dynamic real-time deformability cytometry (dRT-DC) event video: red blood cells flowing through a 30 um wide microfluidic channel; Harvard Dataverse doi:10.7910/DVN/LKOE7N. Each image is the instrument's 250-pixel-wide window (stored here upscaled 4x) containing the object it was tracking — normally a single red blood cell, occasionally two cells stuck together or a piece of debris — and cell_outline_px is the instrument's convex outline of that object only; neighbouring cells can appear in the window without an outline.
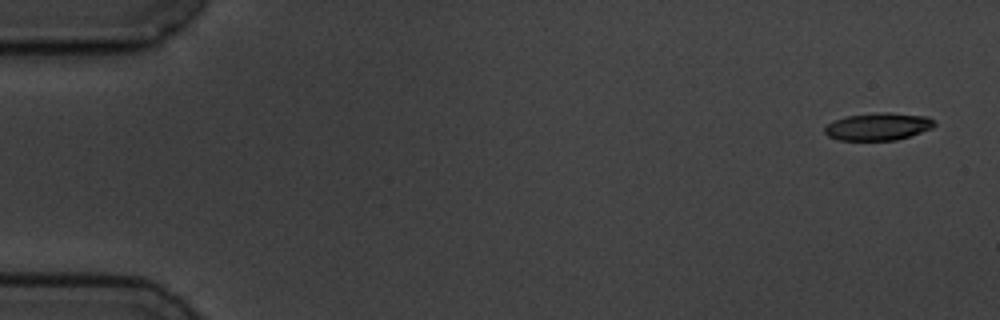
{"species": "common noctule bat (a hibernating species)", "species_latin": "Nyctalus noctula", "temperature_condition": "cold", "stored_images_in_passage": 5, "camera_frame_rate_fps": 3000, "um_per_image_px": 0.085, "animal": {"sex": "male", "body_mass_g": 19.5, "forearm_length_mm": 54.6}, "frame": {"image": 1, "passage_image": 1, "time_ms": 0.0, "image_size_px": [1000, 320], "cell_outline_px": [[936, 124], [932, 128], [896, 140], [840, 140], [828, 136], [824, 132], [824, 128], [828, 124], [844, 116], [876, 112], [888, 112], [928, 116]], "centroid_in_image_um": [74.63, 10.74], "position_along_channel_um": 10.4, "area_um2": 17.51}}
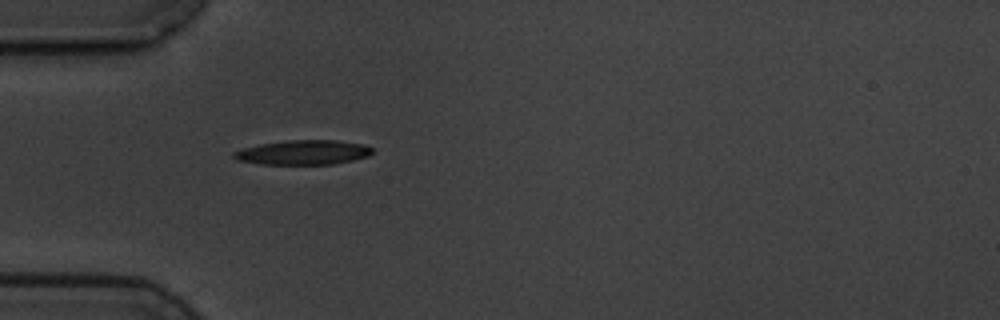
{"frame": {"image": 2, "passage_image": 5, "time_ms": 5.0, "image_size_px": [1000, 320], "cell_outline_px": [[372, 152], [368, 156], [352, 160], [332, 164], [260, 164], [236, 160], [232, 156], [232, 152], [244, 148], [260, 144], [284, 140], [336, 140], [364, 144], [372, 148]], "centroid_in_image_um": [25.74, 12.95], "position_along_channel_um": 59.3, "area_um2": 19.83}}